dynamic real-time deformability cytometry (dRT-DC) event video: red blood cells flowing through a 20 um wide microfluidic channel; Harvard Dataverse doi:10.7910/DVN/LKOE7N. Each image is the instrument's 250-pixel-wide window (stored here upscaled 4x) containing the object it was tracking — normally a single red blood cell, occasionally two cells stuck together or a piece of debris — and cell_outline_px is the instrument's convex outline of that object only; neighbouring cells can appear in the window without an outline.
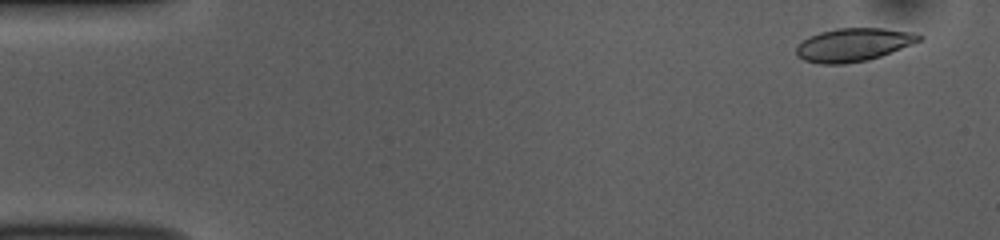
{"species": "common noctule bat (a hibernating species)", "species_latin": "Nyctalus noctula", "temperature_condition": "room temperature", "stored_images_in_passage": 52, "camera_frame_rate_fps": 3000, "um_per_image_px": 0.085, "animal": {"sex": "female", "body_mass_g": 10.0, "forearm_length_mm": 53.1}, "frame": {"image": 1, "passage_image": 3, "time_ms": 0.667, "image_size_px": [1000, 240], "cell_outline_px": [[924, 36], [920, 40], [880, 56], [868, 60], [844, 64], [820, 64], [804, 60], [796, 56], [796, 48], [808, 36], [820, 32], [836, 28], [884, 28], [912, 32]], "centroid_in_image_um": [72.5, 3.8], "position_along_channel_um": 12.5, "area_um2": 23.58}}
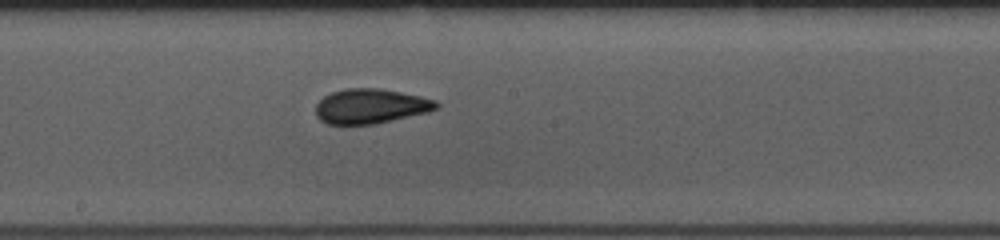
{"frame": {"image": 2, "passage_image": 28, "time_ms": 9.0, "image_size_px": [1000, 240], "cell_outline_px": [[440, 108], [428, 112], [376, 124], [328, 124], [320, 120], [316, 116], [316, 104], [324, 96], [332, 92], [348, 88], [380, 88], [420, 96], [436, 100], [440, 104]], "centroid_in_image_um": [31.53, 9.03], "position_along_channel_um": 216.7, "area_um2": 24.51}}
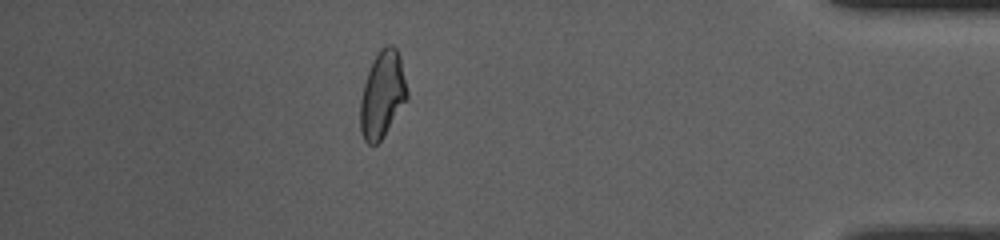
{"frame": {"image": 3, "passage_image": 46, "time_ms": 15.0, "image_size_px": [1000, 240], "cell_outline_px": [[408, 96], [380, 140], [376, 144], [368, 144], [364, 140], [360, 132], [360, 100], [364, 84], [372, 60], [380, 48], [384, 44], [392, 44], [396, 48], [400, 56], [408, 92]], "centroid_in_image_um": [32.48, 7.98], "position_along_channel_um": 402.7, "area_um2": 23.41}, "authors_computed_cell_mechanics": {"area_um2": 23.8714, "velocity_mm_per_s": 3.8093, "shape_relaxation_time_tau1_ms": 3.4761, "shape_relaxation_time_tau2_ms": 1.3379, "deformation_change_tau1": 0.1354, "deformation_change_tau2": 0.0737}}